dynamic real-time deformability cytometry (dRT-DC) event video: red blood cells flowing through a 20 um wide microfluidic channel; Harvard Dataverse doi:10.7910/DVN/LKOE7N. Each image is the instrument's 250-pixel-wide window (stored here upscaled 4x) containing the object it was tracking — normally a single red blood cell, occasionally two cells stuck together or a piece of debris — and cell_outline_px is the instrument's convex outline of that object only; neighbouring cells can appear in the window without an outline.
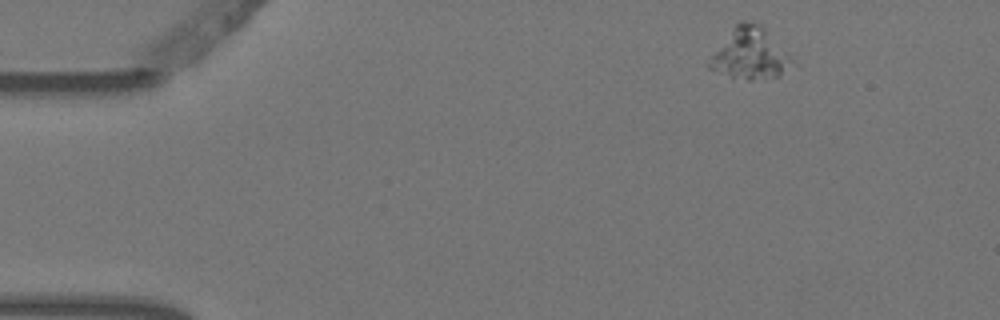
{"species": "Egyptian fruit bat (a non-hibernating species)", "species_latin": "Rousettus aegyptiacus", "temperature_condition": "warm", "stored_images_in_passage": 4, "camera_frame_rate_fps": 3000, "um_per_image_px": 0.085, "animal": {"sex": "female"}, "frame": {"image": 1, "passage_image": 1, "time_ms": 0.0, "image_size_px": [1000, 320], "cell_outline_px": [[792, 60], [780, 76], [752, 80], [748, 80], [732, 76], [708, 68], [708, 64], [712, 56], [732, 28], [740, 20], [744, 20], [756, 24], [764, 28], [792, 56]], "centroid_in_image_um": [63.76, 4.56], "position_along_channel_um": 21.2, "area_um2": 23.81}}
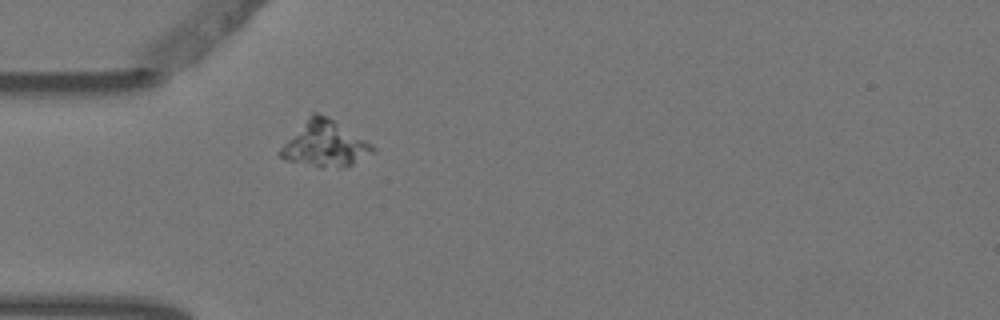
{"frame": {"image": 2, "passage_image": 4, "time_ms": 1.0, "image_size_px": [1000, 320], "cell_outline_px": [[376, 152], [352, 164], [340, 168], [320, 168], [284, 160], [276, 152], [312, 112], [316, 112], [332, 120], [372, 144], [376, 148]], "centroid_in_image_um": [27.59, 12.29], "position_along_channel_um": 57.4, "area_um2": 24.39}}